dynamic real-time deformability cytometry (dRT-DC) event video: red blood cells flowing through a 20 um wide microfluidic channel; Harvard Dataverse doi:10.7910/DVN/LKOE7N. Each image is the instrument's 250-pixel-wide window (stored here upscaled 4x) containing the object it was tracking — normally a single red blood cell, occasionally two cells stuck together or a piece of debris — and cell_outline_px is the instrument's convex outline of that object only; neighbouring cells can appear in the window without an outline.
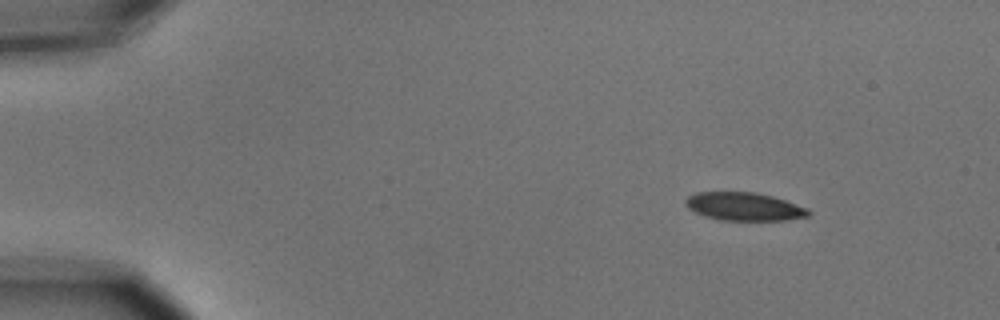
{"species": "common noctule bat (a hibernating species)", "species_latin": "Nyctalus noctula", "temperature_condition": "cold", "stored_images_in_passage": 4, "camera_frame_rate_fps": 3000, "um_per_image_px": 0.085, "animal": {"sex": "male", "body_mass_g": 15.6}, "frame": {"image": 1, "passage_image": 1, "time_ms": 0.0, "image_size_px": [1000, 320], "cell_outline_px": [[812, 212], [808, 216], [788, 220], [720, 220], [704, 216], [688, 208], [684, 204], [684, 200], [688, 196], [696, 192], [756, 192], [772, 196], [808, 208]], "centroid_in_image_um": [63.24, 17.55], "position_along_channel_um": 21.8, "area_um2": 20.23}}
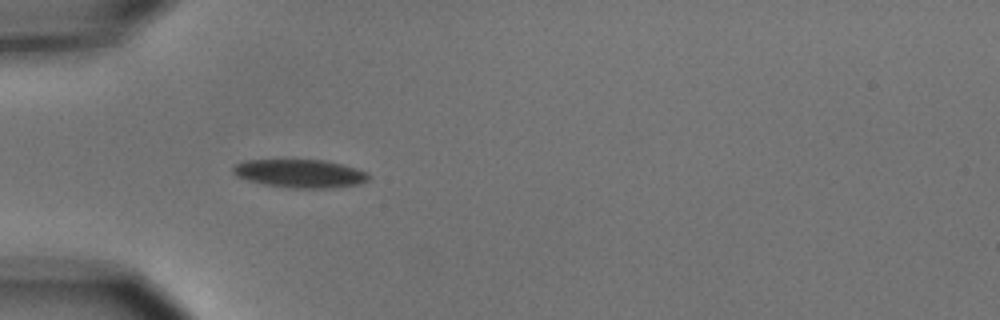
{"frame": {"image": 2, "passage_image": 3, "time_ms": 3.333, "image_size_px": [1000, 320], "cell_outline_px": [[368, 180], [360, 184], [332, 188], [288, 188], [264, 184], [248, 180], [236, 176], [232, 172], [232, 168], [236, 164], [244, 160], [324, 160], [356, 168], [368, 172]], "centroid_in_image_um": [25.49, 14.75], "position_along_channel_um": 59.5, "area_um2": 22.37}}
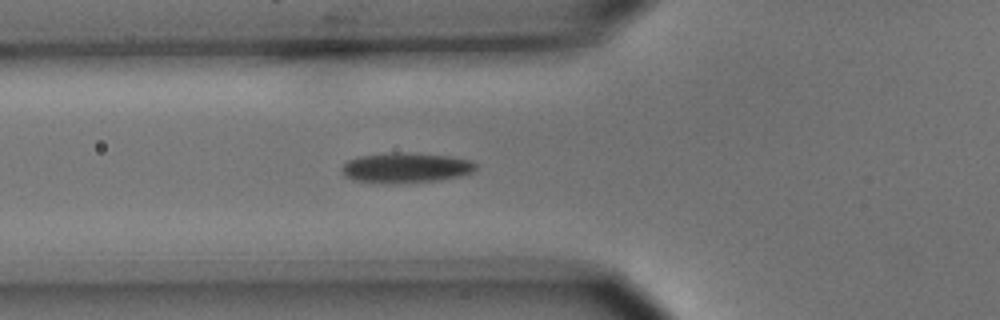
{"frame": {"image": 3, "passage_image": 4, "time_ms": 4.333, "image_size_px": [1000, 320], "cell_outline_px": [[476, 168], [472, 172], [460, 176], [440, 180], [356, 180], [344, 176], [340, 168], [348, 160], [360, 156], [392, 152], [404, 152], [448, 156], [472, 160], [476, 164]], "centroid_in_image_um": [34.54, 14.2], "position_along_channel_um": 91.3, "area_um2": 22.37}}